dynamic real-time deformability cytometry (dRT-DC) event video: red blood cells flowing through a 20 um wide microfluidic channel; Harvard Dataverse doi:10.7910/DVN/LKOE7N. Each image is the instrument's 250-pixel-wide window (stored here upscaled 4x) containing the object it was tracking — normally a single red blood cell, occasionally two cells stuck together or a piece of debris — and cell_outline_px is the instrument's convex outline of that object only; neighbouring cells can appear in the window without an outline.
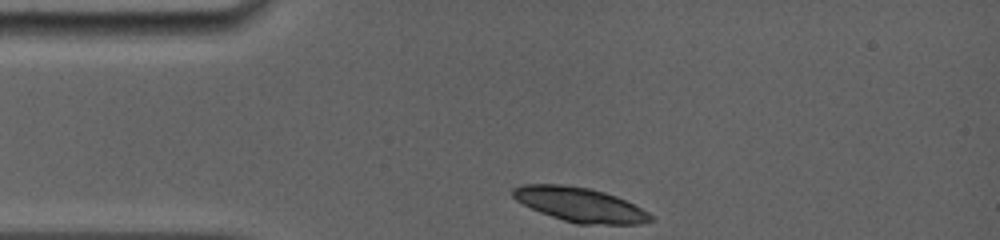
{"species": "common noctule bat (a hibernating species)", "species_latin": "Nyctalus noctula", "temperature_condition": "room temperature", "stored_images_in_passage": 4, "camera_frame_rate_fps": 5000, "um_per_image_px": 0.085, "animal": {"sex": "female", "body_mass_g": 19.0, "forearm_length_mm": 56.7}, "frame": {"image": 1, "passage_image": 1, "time_ms": 0.0, "image_size_px": [1000, 240], "cell_outline_px": [[656, 220], [640, 224], [576, 224], [540, 212], [516, 200], [512, 196], [512, 188], [520, 184], [560, 184], [588, 188], [604, 192], [616, 196], [648, 212]], "centroid_in_image_um": [49.29, 17.39], "position_along_channel_um": 35.7, "area_um2": 27.4}}